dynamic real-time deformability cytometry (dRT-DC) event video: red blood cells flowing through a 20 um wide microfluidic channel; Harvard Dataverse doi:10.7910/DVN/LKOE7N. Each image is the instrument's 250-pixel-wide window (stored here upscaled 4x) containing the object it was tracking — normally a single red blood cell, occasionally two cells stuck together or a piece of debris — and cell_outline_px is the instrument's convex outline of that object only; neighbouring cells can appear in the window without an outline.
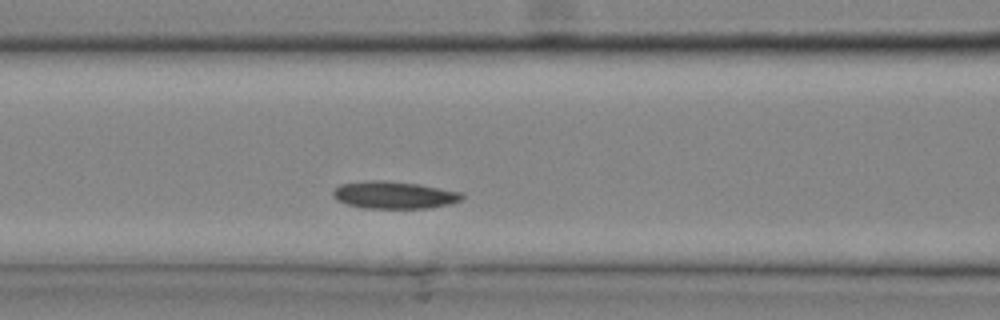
{"species": "common noctule bat (a hibernating species)", "species_latin": "Nyctalus noctula", "temperature_condition": "cold", "stored_images_in_passage": 22, "camera_frame_rate_fps": 3000, "um_per_image_px": 0.085, "animal": {"sex": "male", "body_mass_g": 20.4}, "frame": {"image": 1, "passage_image": 7, "time_ms": 2.0, "image_size_px": [1000, 320], "cell_outline_px": [[464, 200], [452, 204], [428, 208], [360, 208], [336, 200], [332, 196], [332, 192], [340, 184], [368, 180], [384, 180], [420, 184], [464, 192]], "centroid_in_image_um": [33.55, 16.57], "position_along_channel_um": 133.1, "area_um2": 20.92}}